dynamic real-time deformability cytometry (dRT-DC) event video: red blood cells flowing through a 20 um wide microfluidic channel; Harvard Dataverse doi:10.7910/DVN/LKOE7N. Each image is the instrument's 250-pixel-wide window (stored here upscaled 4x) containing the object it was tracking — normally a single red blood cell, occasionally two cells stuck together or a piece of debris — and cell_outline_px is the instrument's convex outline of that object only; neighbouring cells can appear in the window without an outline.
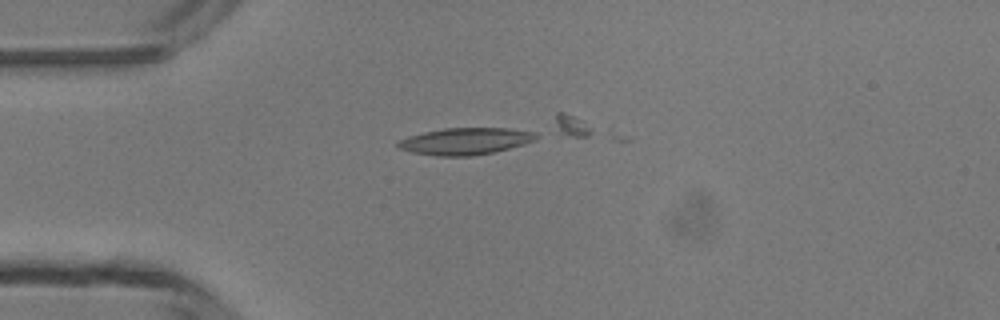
{"species": "common noctule bat (a hibernating species)", "species_latin": "Nyctalus noctula", "temperature_condition": "room temperature", "stored_images_in_passage": 3, "camera_frame_rate_fps": 3000, "um_per_image_px": 0.085, "animal": {"sex": "male", "body_mass_g": 13.3}, "frame": {"image": 1, "passage_image": 3, "time_ms": 3.333, "image_size_px": [1000, 320], "cell_outline_px": [[540, 136], [536, 140], [524, 144], [492, 152], [472, 156], [436, 156], [412, 152], [400, 148], [396, 144], [400, 140], [408, 136], [424, 132], [444, 128], [508, 128], [536, 132]], "centroid_in_image_um": [39.59, 12.0], "position_along_channel_um": 45.4, "area_um2": 21.56}}